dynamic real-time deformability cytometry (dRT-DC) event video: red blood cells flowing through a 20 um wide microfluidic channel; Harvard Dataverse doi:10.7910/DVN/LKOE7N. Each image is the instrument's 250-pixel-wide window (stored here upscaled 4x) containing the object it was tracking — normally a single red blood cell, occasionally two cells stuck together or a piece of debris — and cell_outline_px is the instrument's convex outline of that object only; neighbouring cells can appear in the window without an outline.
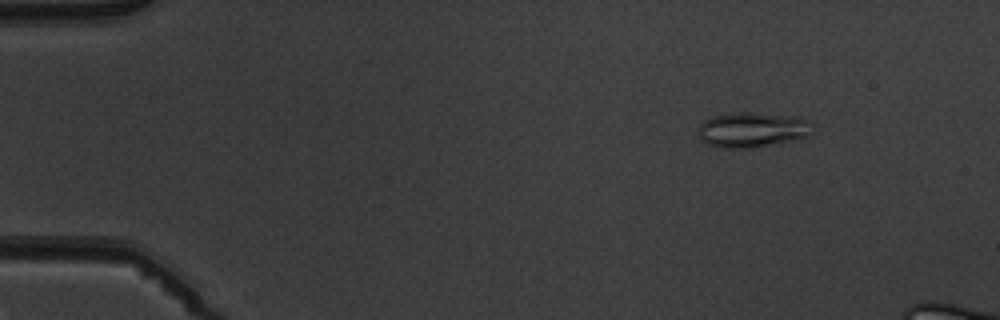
{"species": "common noctule bat (a hibernating species)", "species_latin": "Nyctalus noctula", "temperature_condition": "warm", "stored_images_in_passage": 5, "camera_frame_rate_fps": 3000, "um_per_image_px": 0.085, "animal": {"sex": "male", "body_mass_g": 19.5, "forearm_length_mm": 54.6}, "frame": {"image": 1, "passage_image": 2, "time_ms": 1.333, "image_size_px": [1000, 320], "cell_outline_px": [[812, 136], [752, 148], [716, 148], [700, 140], [700, 124], [704, 120], [712, 116], [740, 112], [752, 112], [788, 116], [808, 120], [812, 132]], "centroid_in_image_um": [63.92, 11.04], "position_along_channel_um": 21.1, "area_um2": 23.24}}